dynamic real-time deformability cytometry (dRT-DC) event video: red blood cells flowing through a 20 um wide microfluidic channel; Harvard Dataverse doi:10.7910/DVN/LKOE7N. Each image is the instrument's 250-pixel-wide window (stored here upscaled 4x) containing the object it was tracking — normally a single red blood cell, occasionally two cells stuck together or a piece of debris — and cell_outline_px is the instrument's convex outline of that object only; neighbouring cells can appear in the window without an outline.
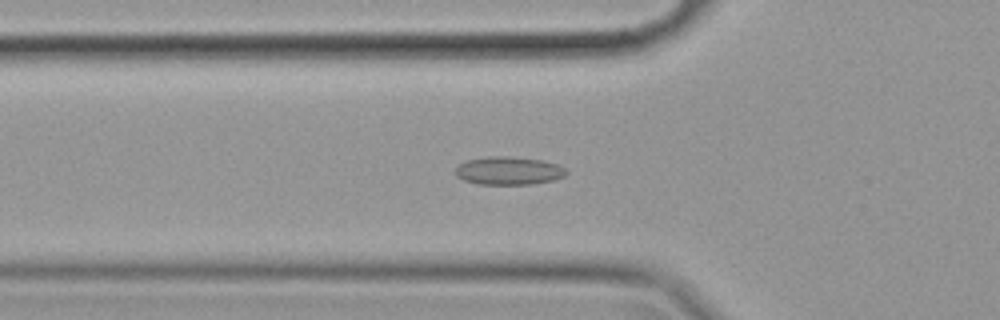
{"species": "common noctule bat (a hibernating species)", "species_latin": "Nyctalus noctula", "temperature_condition": "cold", "stored_images_in_passage": 59, "camera_frame_rate_fps": 3000, "um_per_image_px": 0.085, "animal": {"sex": "female", "body_mass_g": 19.9}, "frame": {"image": 1, "passage_image": 20, "time_ms": 6.333, "image_size_px": [1000, 320], "cell_outline_px": [[568, 172], [564, 176], [552, 180], [532, 184], [476, 184], [464, 180], [456, 176], [456, 168], [460, 164], [468, 160], [488, 156], [508, 156], [540, 160], [556, 164], [564, 168]], "centroid_in_image_um": [43.22, 14.51], "position_along_channel_um": 82.6, "area_um2": 17.98}}
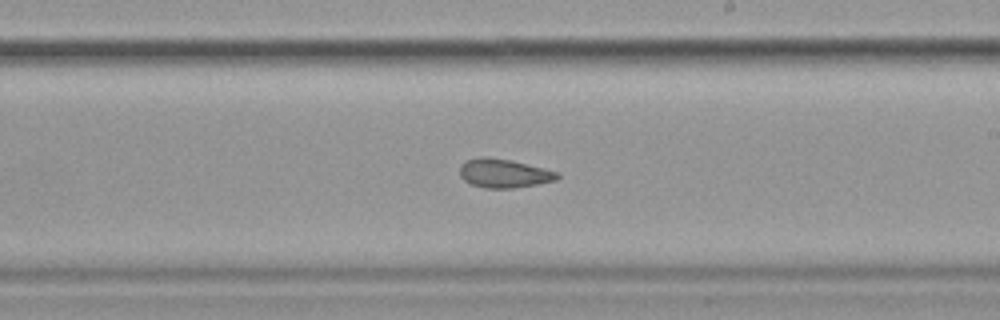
{"frame": {"image": 2, "passage_image": 34, "time_ms": 11.0, "image_size_px": [1000, 320], "cell_outline_px": [[560, 176], [556, 180], [536, 184], [512, 188], [484, 188], [472, 184], [464, 180], [460, 176], [460, 164], [468, 160], [480, 156], [488, 156], [512, 160], [560, 172]], "centroid_in_image_um": [42.83, 14.72], "position_along_channel_um": 246.2, "area_um2": 16.47}}
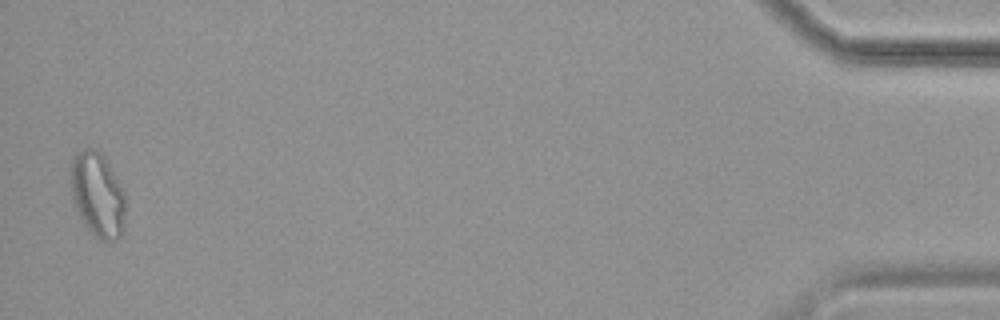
{"frame": {"image": 3, "passage_image": 57, "time_ms": 18.667, "image_size_px": [1000, 320], "cell_outline_px": [[124, 228], [120, 236], [116, 240], [100, 240], [88, 228], [80, 216], [72, 200], [72, 160], [84, 148], [96, 148], [104, 156], [124, 192]], "centroid_in_image_um": [8.31, 16.56], "position_along_channel_um": 426.9, "area_um2": 26.36}}